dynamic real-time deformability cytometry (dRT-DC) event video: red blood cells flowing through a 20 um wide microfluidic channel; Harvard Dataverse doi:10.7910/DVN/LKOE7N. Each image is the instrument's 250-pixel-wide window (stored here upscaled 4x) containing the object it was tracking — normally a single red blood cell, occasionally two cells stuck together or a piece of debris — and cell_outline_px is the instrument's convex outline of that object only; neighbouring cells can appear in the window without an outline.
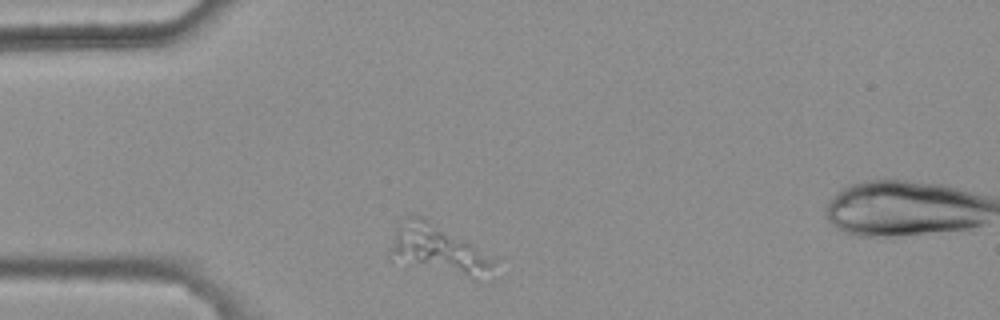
{"species": "common noctule bat (a hibernating species)", "species_latin": "Nyctalus noctula", "temperature_condition": "warm", "stored_images_in_passage": 2, "camera_frame_rate_fps": 3000, "um_per_image_px": 0.085, "animal": {"sex": "female", "body_mass_g": 25.1}, "frame": {"image": 1, "passage_image": 1, "time_ms": 0.0, "image_size_px": [1000, 320], "cell_outline_px": [[500, 260], [476, 280], [472, 280], [388, 260], [384, 252], [396, 228], [408, 216], [420, 216], [500, 256]], "centroid_in_image_um": [37.24, 21.24], "position_along_channel_um": 47.8, "area_um2": 30.98}}